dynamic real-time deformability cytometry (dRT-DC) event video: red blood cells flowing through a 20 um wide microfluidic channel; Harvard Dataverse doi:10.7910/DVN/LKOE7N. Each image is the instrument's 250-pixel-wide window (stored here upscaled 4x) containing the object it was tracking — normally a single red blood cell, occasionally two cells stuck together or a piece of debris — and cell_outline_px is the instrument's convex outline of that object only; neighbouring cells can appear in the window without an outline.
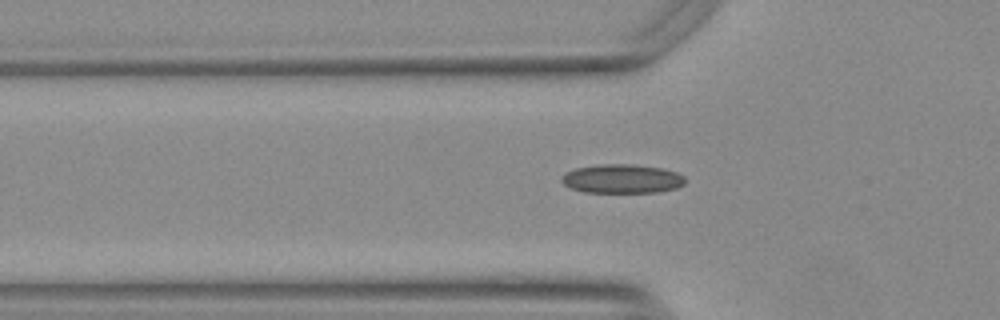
{"species": "Egyptian fruit bat (a non-hibernating species)", "species_latin": "Rousettus aegyptiacus", "temperature_condition": "warm", "stored_images_in_passage": 42, "camera_frame_rate_fps": 3000, "um_per_image_px": 0.085, "animal": {"sex": "female"}, "frame": {"image": 1, "passage_image": 8, "time_ms": 2.333, "image_size_px": [1000, 320], "cell_outline_px": [[684, 184], [676, 188], [656, 192], [584, 192], [572, 188], [564, 184], [560, 180], [560, 176], [564, 172], [576, 168], [600, 164], [632, 164], [660, 168], [676, 172], [684, 176]], "centroid_in_image_um": [52.83, 15.19], "position_along_channel_um": 73.0, "area_um2": 20.81}}
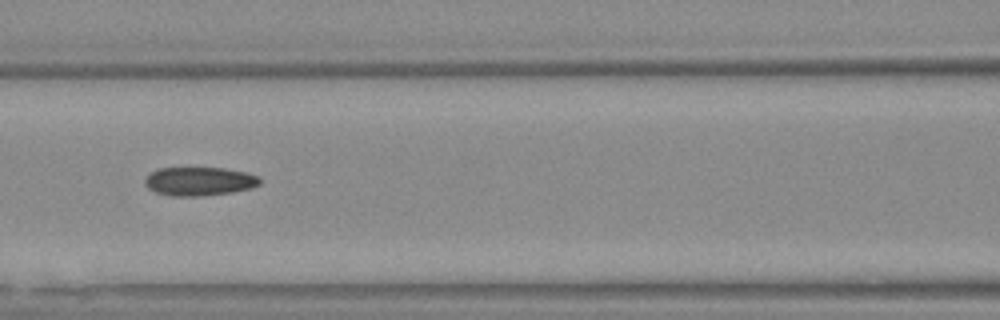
{"frame": {"image": 2, "passage_image": 14, "time_ms": 4.333, "image_size_px": [1000, 320], "cell_outline_px": [[260, 184], [252, 188], [232, 192], [200, 196], [172, 196], [156, 192], [148, 188], [144, 184], [144, 180], [152, 172], [160, 168], [224, 168], [244, 172], [256, 176], [260, 180]], "centroid_in_image_um": [16.93, 15.42], "position_along_channel_um": 149.7, "area_um2": 19.02}}
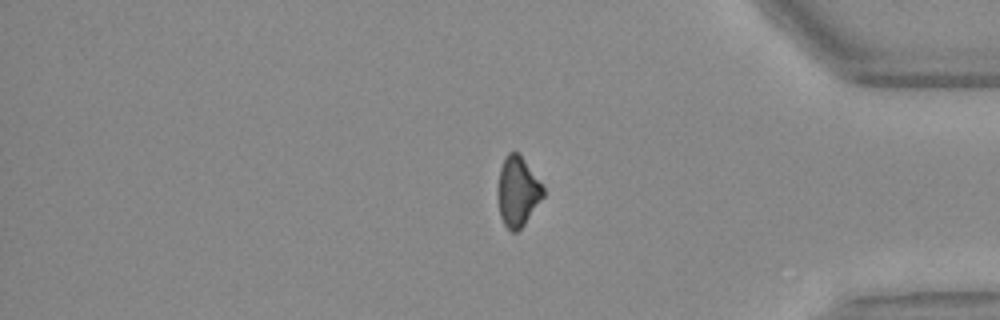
{"frame": {"image": 3, "passage_image": 35, "time_ms": 11.333, "image_size_px": [1000, 320], "cell_outline_px": [[544, 196], [524, 224], [516, 232], [512, 232], [504, 224], [500, 216], [496, 196], [496, 192], [500, 168], [508, 152], [516, 152], [520, 156], [544, 188]], "centroid_in_image_um": [43.96, 16.32], "position_along_channel_um": 391.2, "area_um2": 18.21}, "authors_computed_cell_mechanics": {"area_um2": 19.1896, "velocity_mm_per_s": 3.7836, "shape_relaxation_time_tau1_ms": null, "shape_relaxation_time_tau2_ms": 6.5195, "deformation_change_tau1": null, "deformation_change_tau2": 0.1254}}